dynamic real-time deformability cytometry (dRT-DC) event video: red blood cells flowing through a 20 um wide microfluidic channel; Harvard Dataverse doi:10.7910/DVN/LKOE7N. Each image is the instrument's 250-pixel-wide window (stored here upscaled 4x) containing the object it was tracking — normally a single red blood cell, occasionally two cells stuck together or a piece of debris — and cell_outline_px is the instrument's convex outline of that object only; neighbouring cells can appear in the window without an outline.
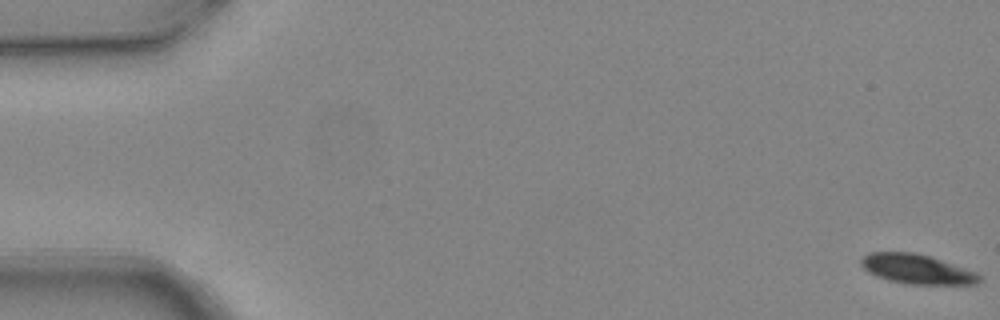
{"species": "common noctule bat (a hibernating species)", "species_latin": "Nyctalus noctula", "temperature_condition": "warm", "stored_images_in_passage": 5, "camera_frame_rate_fps": 3000, "um_per_image_px": 0.085, "animal": {"sex": "female", "body_mass_g": 24.6, "forearm_length_mm": 56.2}, "frame": {"image": 1, "passage_image": 1, "time_ms": 0.0, "image_size_px": [1000, 320], "cell_outline_px": [[984, 276], [976, 284], [908, 284], [888, 280], [876, 276], [868, 272], [860, 264], [860, 260], [868, 252], [912, 252], [928, 256], [976, 272]], "centroid_in_image_um": [77.91, 22.88], "position_along_channel_um": 7.1, "area_um2": 20.23}}
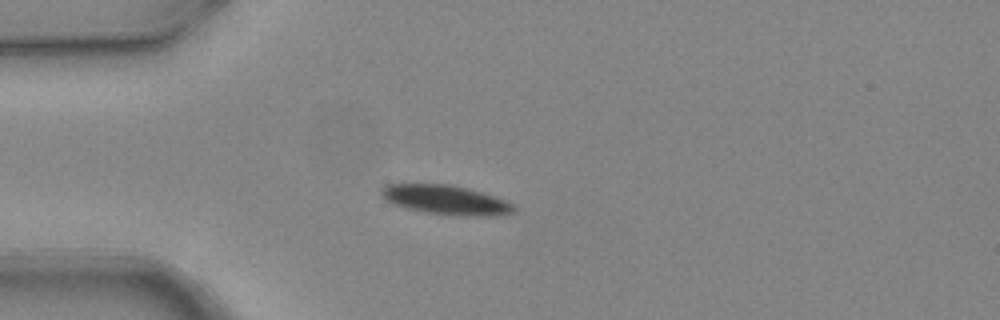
{"frame": {"image": 2, "passage_image": 4, "time_ms": 1.0, "image_size_px": [1000, 320], "cell_outline_px": [[516, 212], [504, 216], [452, 216], [424, 212], [408, 208], [396, 204], [388, 200], [380, 192], [380, 188], [384, 184], [448, 184], [468, 188], [516, 204]], "centroid_in_image_um": [37.98, 17.01], "position_along_channel_um": 47.0, "area_um2": 22.83}}